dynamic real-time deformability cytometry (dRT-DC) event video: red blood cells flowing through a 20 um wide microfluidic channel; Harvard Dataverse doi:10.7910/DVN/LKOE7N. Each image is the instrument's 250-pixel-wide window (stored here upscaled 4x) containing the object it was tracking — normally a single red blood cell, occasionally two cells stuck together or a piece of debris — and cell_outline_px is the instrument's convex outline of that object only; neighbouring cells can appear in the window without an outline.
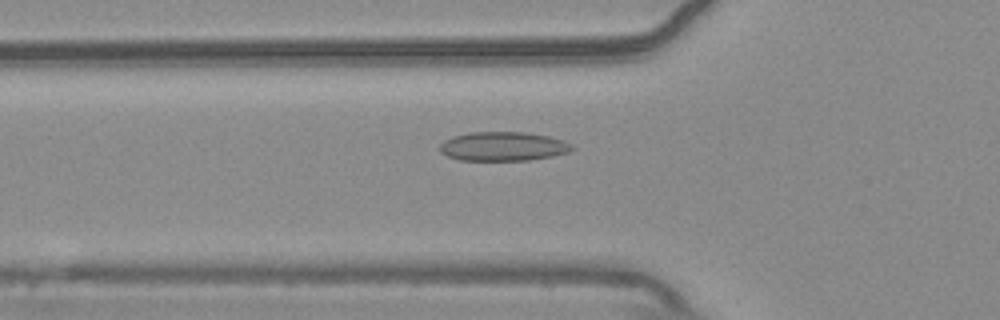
{"species": "common noctule bat (a hibernating species)", "species_latin": "Nyctalus noctula", "temperature_condition": "warm", "stored_images_in_passage": 51, "camera_frame_rate_fps": 3000, "um_per_image_px": 0.085, "animal": {"sex": "male", "body_mass_g": 20.4}, "frame": {"image": 1, "passage_image": 16, "time_ms": 5.0, "image_size_px": [1000, 320], "cell_outline_px": [[576, 148], [568, 152], [552, 156], [528, 160], [460, 160], [448, 156], [440, 152], [440, 144], [444, 140], [452, 136], [468, 132], [524, 132], [548, 136], [564, 140], [572, 144]], "centroid_in_image_um": [42.77, 12.43], "position_along_channel_um": 83.0, "area_um2": 22.48}}
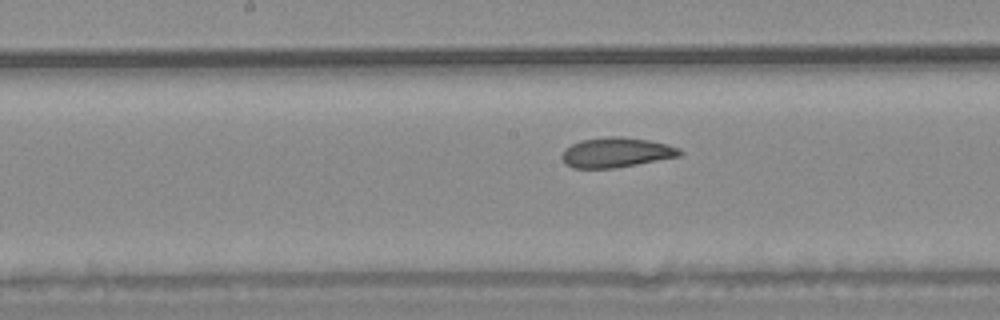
{"frame": {"image": 2, "passage_image": 25, "time_ms": 8.0, "image_size_px": [1000, 320], "cell_outline_px": [[684, 152], [680, 156], [616, 168], [572, 168], [560, 156], [564, 148], [580, 140], [608, 136], [620, 136], [648, 140], [668, 144], [680, 148]], "centroid_in_image_um": [52.39, 12.95], "position_along_channel_um": 195.8, "area_um2": 20.63}}
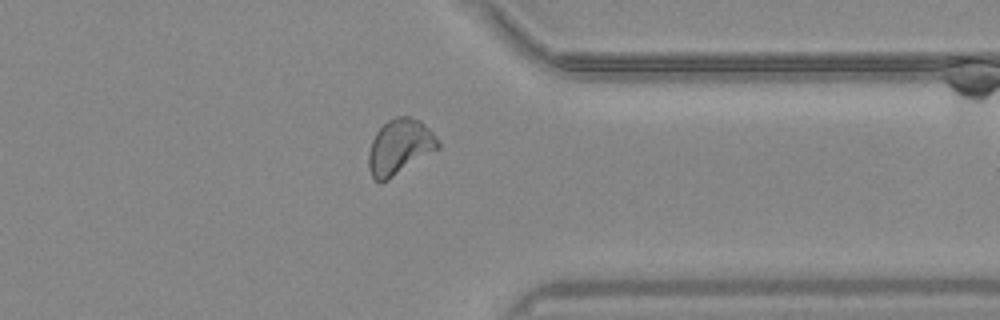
{"frame": {"image": 3, "passage_image": 40, "time_ms": 13.0, "image_size_px": [1000, 320], "cell_outline_px": [[440, 148], [388, 180], [380, 184], [372, 176], [368, 168], [368, 152], [372, 140], [376, 132], [388, 120], [396, 116], [408, 116], [420, 120], [432, 132], [440, 144]], "centroid_in_image_um": [33.96, 12.49], "position_along_channel_um": 377.4, "area_um2": 22.43}, "authors_computed_cell_mechanics": {"area_um2": 21.3282, "velocity_mm_per_s": 3.7387, "shape_relaxation_time_tau1_ms": 10.962, "shape_relaxation_time_tau2_ms": 2.1692, "deformation_change_tau1": 0.1748, "deformation_change_tau2": 0.0619}}